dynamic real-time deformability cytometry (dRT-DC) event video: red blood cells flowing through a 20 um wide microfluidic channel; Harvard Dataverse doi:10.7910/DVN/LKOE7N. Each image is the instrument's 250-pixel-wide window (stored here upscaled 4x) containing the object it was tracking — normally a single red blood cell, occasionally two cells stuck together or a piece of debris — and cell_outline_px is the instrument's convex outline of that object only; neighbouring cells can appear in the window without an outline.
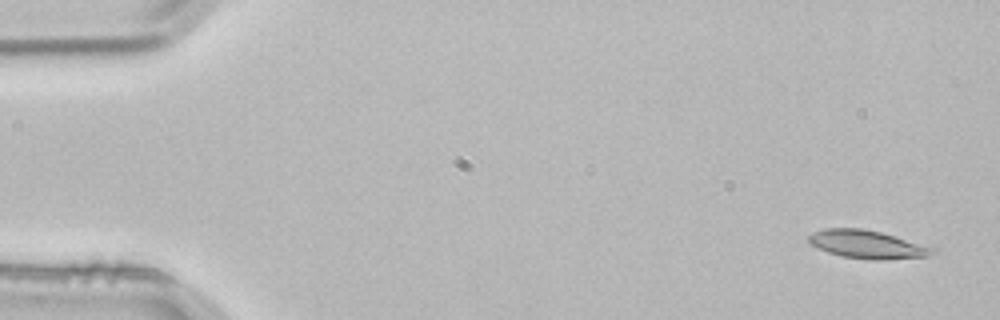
{"species": "common noctule bat (a hibernating species)", "species_latin": "Nyctalus noctula", "temperature_condition": "room temperature", "stored_images_in_passage": 3, "camera_frame_rate_fps": 3000, "um_per_image_px": 0.085, "animal": {"sex": "male", "body_mass_g": 21.5, "forearm_length_mm": 52.0}, "frame": {"image": 1, "passage_image": 1, "time_ms": 0.0, "image_size_px": [1000, 320], "cell_outline_px": [[936, 252], [928, 256], [884, 260], [872, 260], [840, 256], [828, 252], [812, 244], [808, 240], [808, 236], [812, 232], [824, 228], [860, 228], [880, 232], [936, 248]], "centroid_in_image_um": [73.71, 20.78], "position_along_channel_um": 11.3, "area_um2": 20.23}}
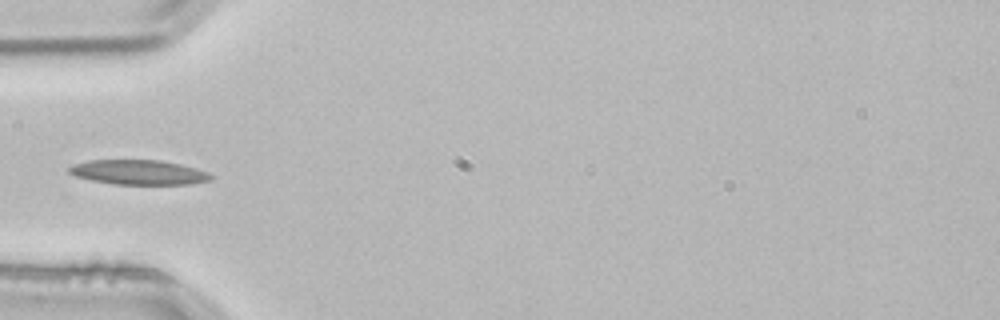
{"frame": {"image": 2, "passage_image": 3, "time_ms": 0.667, "image_size_px": [1000, 320], "cell_outline_px": [[216, 176], [212, 180], [192, 184], [112, 184], [92, 180], [76, 176], [68, 172], [68, 168], [72, 164], [88, 160], [160, 160], [180, 164], [196, 168], [208, 172]], "centroid_in_image_um": [11.82, 14.64], "position_along_channel_um": 73.2, "area_um2": 20.58}}